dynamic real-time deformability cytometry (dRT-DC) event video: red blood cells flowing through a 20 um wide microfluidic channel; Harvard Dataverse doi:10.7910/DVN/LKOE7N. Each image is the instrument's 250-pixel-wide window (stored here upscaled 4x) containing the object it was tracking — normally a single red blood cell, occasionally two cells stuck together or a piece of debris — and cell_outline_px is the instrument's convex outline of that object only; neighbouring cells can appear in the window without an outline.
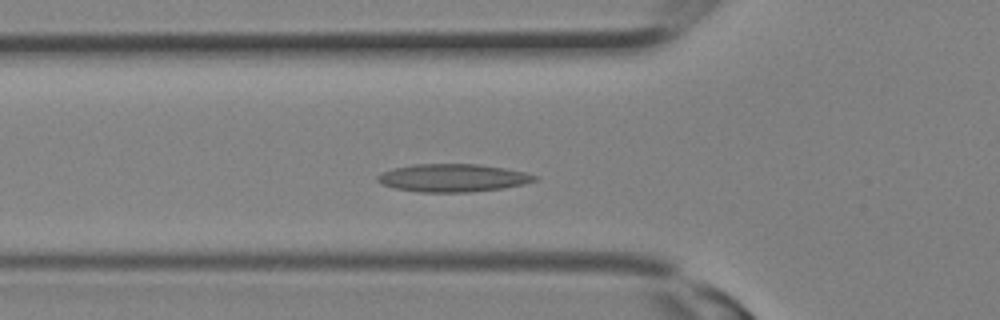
{"species": "Egyptian fruit bat (a non-hibernating species)", "species_latin": "Rousettus aegyptiacus", "temperature_condition": "room temperature", "stored_images_in_passage": 11, "camera_frame_rate_fps": 3000, "um_per_image_px": 0.085, "animal": {"sex": "female"}, "frame": {"image": 1, "passage_image": 7, "time_ms": 2.0, "image_size_px": [1000, 320], "cell_outline_px": [[540, 176], [536, 180], [524, 184], [504, 188], [468, 192], [420, 192], [396, 188], [380, 184], [376, 180], [376, 176], [380, 172], [412, 164], [480, 164], [504, 168], [524, 172]], "centroid_in_image_um": [38.48, 15.12], "position_along_channel_um": 87.3, "area_um2": 25.61}}
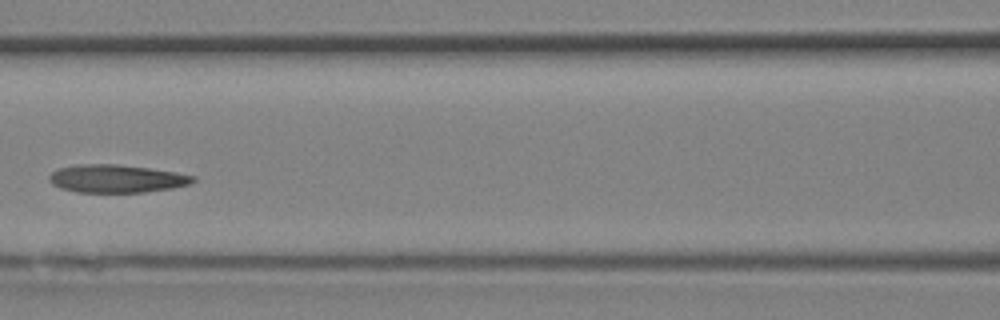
{"frame": {"image": 2, "passage_image": 10, "time_ms": 3.0, "image_size_px": [1000, 320], "cell_outline_px": [[196, 180], [188, 184], [172, 188], [144, 192], [76, 192], [60, 188], [52, 184], [48, 180], [48, 176], [52, 172], [60, 168], [76, 164], [116, 164], [148, 168], [176, 172], [196, 176]], "centroid_in_image_um": [9.88, 15.18], "position_along_channel_um": 156.7, "area_um2": 23.41}}